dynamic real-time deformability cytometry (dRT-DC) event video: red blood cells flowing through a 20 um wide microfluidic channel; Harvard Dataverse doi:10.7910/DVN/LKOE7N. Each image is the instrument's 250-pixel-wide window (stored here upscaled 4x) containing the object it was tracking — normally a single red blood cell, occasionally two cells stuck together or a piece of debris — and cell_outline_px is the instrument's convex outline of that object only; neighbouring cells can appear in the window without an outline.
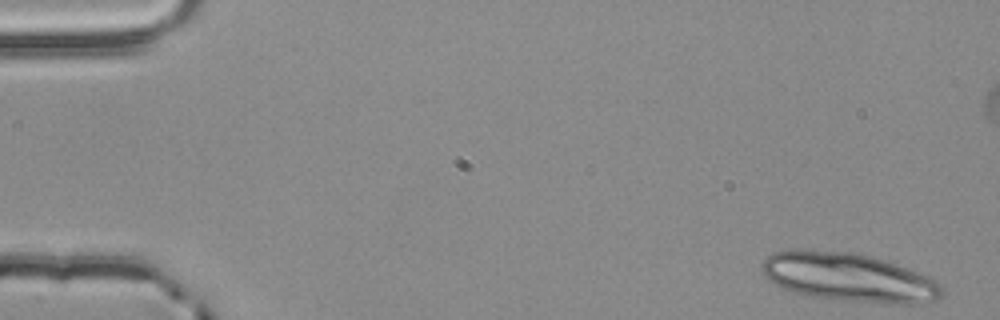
{"species": "common noctule bat (a hibernating species)", "species_latin": "Nyctalus noctula", "temperature_condition": "room temperature", "stored_images_in_passage": 15, "camera_frame_rate_fps": 3000, "um_per_image_px": 0.085, "animal": {"sex": "male", "body_mass_g": 20.4}, "frame": {"image": 1, "passage_image": 1, "time_ms": 0.0, "image_size_px": [1000, 320], "cell_outline_px": [[944, 296], [936, 300], [920, 304], [888, 304], [812, 296], [792, 292], [768, 280], [764, 276], [760, 268], [760, 264], [772, 252], [788, 248], [796, 248], [856, 252], [872, 256], [908, 268], [928, 276], [936, 280], [940, 284], [944, 292]], "centroid_in_image_um": [72.13, 23.55], "position_along_channel_um": 12.9, "area_um2": 51.79}}